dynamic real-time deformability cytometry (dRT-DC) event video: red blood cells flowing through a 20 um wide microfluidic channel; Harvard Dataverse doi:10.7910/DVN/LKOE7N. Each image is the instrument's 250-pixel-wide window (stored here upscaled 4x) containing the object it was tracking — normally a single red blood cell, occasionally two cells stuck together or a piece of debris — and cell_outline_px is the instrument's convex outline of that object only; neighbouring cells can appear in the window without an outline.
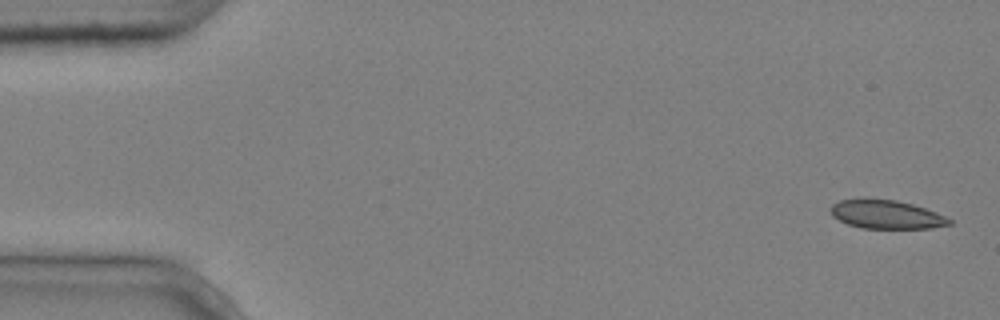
{"species": "common noctule bat (a hibernating species)", "species_latin": "Nyctalus noctula", "temperature_condition": "cold", "stored_images_in_passage": 4, "camera_frame_rate_fps": 3000, "um_per_image_px": 0.085, "animal": {"sex": "male", "body_mass_g": 20.4}, "frame": {"image": 1, "passage_image": 1, "time_ms": 0.0, "image_size_px": [1000, 320], "cell_outline_px": [[952, 224], [928, 228], [860, 228], [848, 224], [832, 216], [828, 208], [832, 204], [840, 200], [864, 196], [896, 200], [912, 204], [936, 212], [952, 220]], "centroid_in_image_um": [75.26, 18.19], "position_along_channel_um": 9.7, "area_um2": 20.23}}